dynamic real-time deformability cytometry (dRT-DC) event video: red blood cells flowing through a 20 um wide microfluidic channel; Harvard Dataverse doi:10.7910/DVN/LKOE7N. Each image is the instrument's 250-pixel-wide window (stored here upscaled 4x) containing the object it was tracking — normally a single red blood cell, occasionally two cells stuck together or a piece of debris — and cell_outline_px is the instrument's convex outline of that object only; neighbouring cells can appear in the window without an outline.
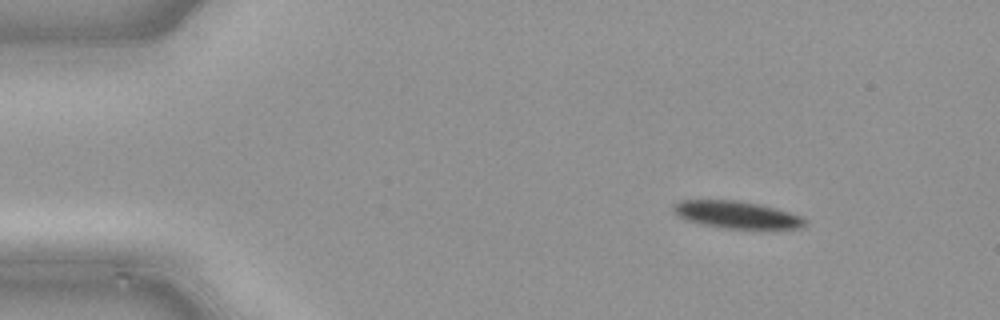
{"species": "common noctule bat (a hibernating species)", "species_latin": "Nyctalus noctula", "temperature_condition": "cold", "stored_images_in_passage": 43, "camera_frame_rate_fps": 3000, "um_per_image_px": 0.085, "animal": {"sex": "male", "body_mass_g": 21.5, "forearm_length_mm": 52.0}, "frame": {"image": 1, "passage_image": 1, "time_ms": 0.0, "image_size_px": [1000, 320], "cell_outline_px": [[808, 224], [804, 228], [724, 228], [684, 220], [676, 216], [672, 212], [672, 204], [680, 200], [736, 200], [756, 204], [788, 212], [800, 216], [808, 220]], "centroid_in_image_um": [62.55, 18.25], "position_along_channel_um": 22.4, "area_um2": 20.81}}
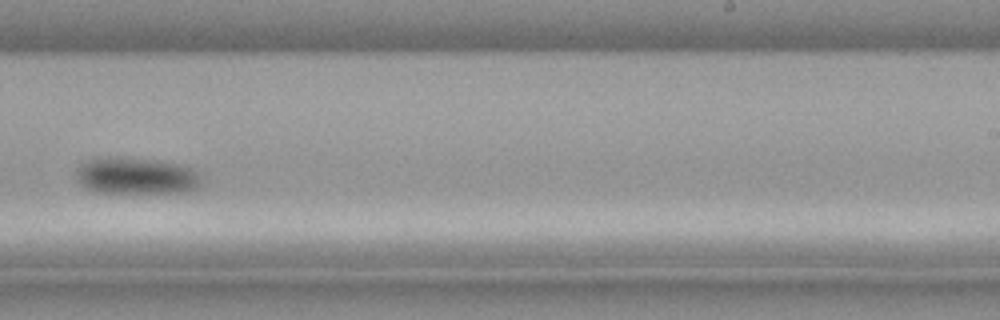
{"frame": {"image": 2, "passage_image": 25, "time_ms": 8.0, "image_size_px": [1000, 320], "cell_outline_px": [[200, 188], [188, 192], [96, 192], [84, 188], [80, 180], [80, 168], [88, 160], [96, 156], [120, 156], [156, 160], [176, 164], [192, 168], [196, 172], [200, 180]], "centroid_in_image_um": [11.62, 14.93], "position_along_channel_um": 277.4, "area_um2": 26.53}}
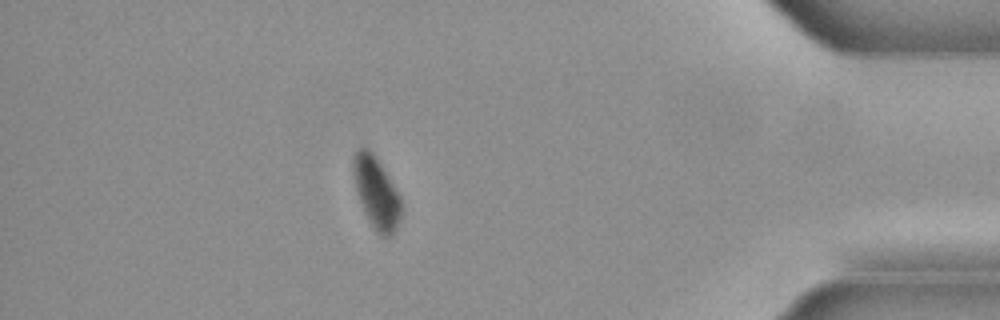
{"frame": {"image": 3, "passage_image": 37, "time_ms": 12.0, "image_size_px": [1000, 320], "cell_outline_px": [[400, 220], [392, 236], [384, 236], [376, 232], [360, 200], [356, 188], [352, 168], [352, 160], [356, 152], [360, 148], [368, 148], [376, 156], [400, 196]], "centroid_in_image_um": [31.99, 16.35], "position_along_channel_um": 403.2, "area_um2": 19.36}}